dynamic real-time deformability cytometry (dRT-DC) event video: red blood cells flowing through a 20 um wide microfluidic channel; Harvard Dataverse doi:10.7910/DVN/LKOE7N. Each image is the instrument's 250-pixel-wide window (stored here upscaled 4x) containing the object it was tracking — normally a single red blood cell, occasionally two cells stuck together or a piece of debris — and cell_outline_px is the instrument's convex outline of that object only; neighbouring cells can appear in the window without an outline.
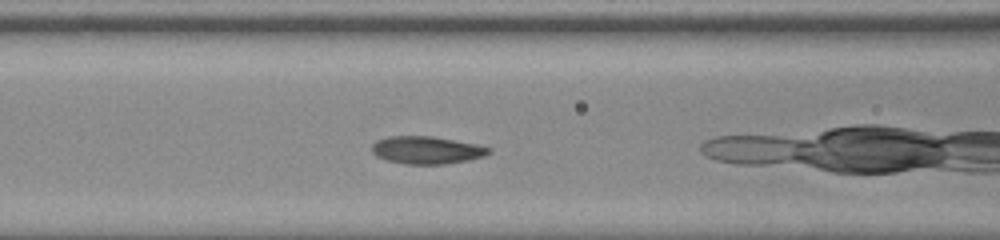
{"species": "common noctule bat (a hibernating species)", "species_latin": "Nyctalus noctula", "temperature_condition": "room temperature", "stored_images_in_passage": 27, "camera_frame_rate_fps": 3000, "um_per_image_px": 0.085, "animal": {"sex": "male", "body_mass_g": 20.0, "forearm_length_mm": 53.3}, "frame": {"image": 1, "passage_image": 3, "time_ms": 0.667, "image_size_px": [1000, 240], "cell_outline_px": [[492, 152], [484, 156], [468, 160], [444, 164], [404, 164], [384, 160], [376, 156], [372, 152], [372, 144], [376, 140], [388, 136], [432, 136], [476, 144], [492, 148]], "centroid_in_image_um": [36.25, 12.76], "position_along_channel_um": 130.4, "area_um2": 18.96}}
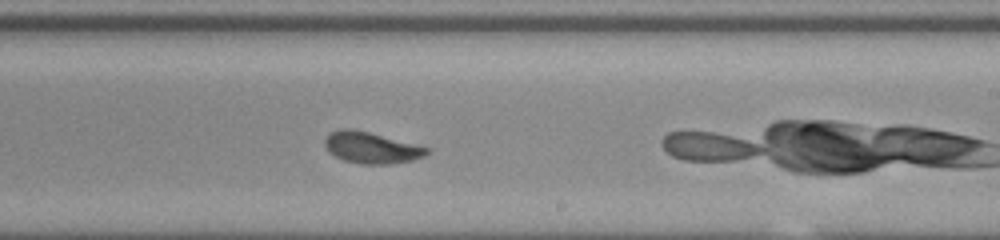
{"frame": {"image": 2, "passage_image": 13, "time_ms": 4.0, "image_size_px": [1000, 240], "cell_outline_px": [[432, 148], [424, 156], [412, 160], [388, 164], [360, 164], [344, 160], [328, 152], [324, 144], [324, 140], [332, 132], [340, 128], [352, 128]], "centroid_in_image_um": [31.56, 12.55], "position_along_channel_um": 257.4, "area_um2": 18.55}}
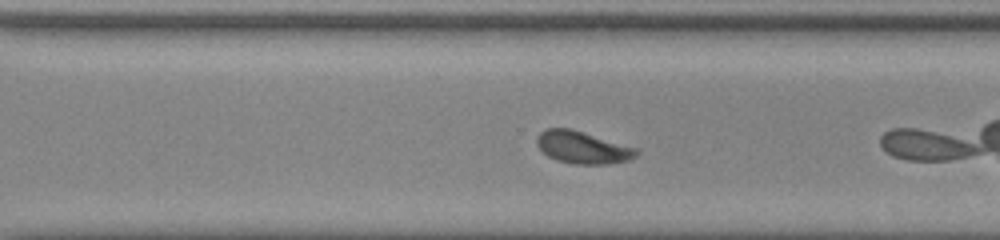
{"frame": {"image": 3, "passage_image": 18, "time_ms": 5.667, "image_size_px": [1000, 240], "cell_outline_px": [[640, 152], [636, 156], [628, 160], [608, 164], [572, 164], [556, 160], [548, 156], [536, 144], [536, 140], [540, 132], [548, 128], [568, 128], [640, 148]], "centroid_in_image_um": [49.56, 12.54], "position_along_channel_um": 321.0, "area_um2": 18.79}}